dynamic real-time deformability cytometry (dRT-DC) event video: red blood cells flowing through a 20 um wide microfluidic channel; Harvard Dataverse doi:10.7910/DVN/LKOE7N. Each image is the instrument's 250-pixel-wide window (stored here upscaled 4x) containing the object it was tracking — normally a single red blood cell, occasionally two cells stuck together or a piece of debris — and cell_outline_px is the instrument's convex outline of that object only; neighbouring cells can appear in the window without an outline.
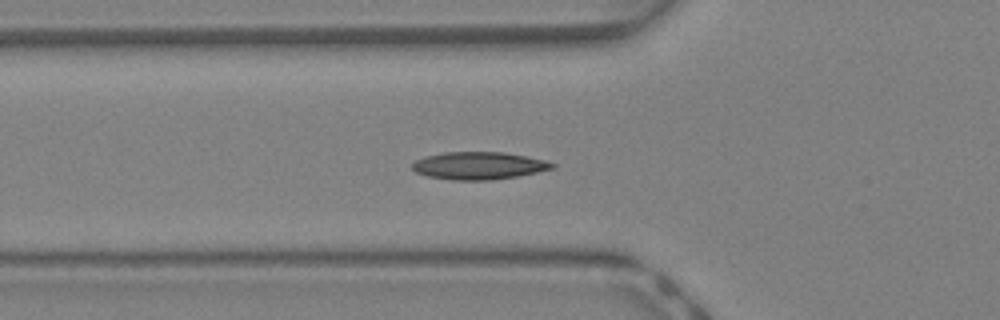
{"species": "Egyptian fruit bat (a non-hibernating species)", "species_latin": "Rousettus aegyptiacus", "temperature_condition": "warm", "stored_images_in_passage": 43, "camera_frame_rate_fps": 3000, "um_per_image_px": 0.085, "animal": {"sex": "female"}, "frame": {"image": 1, "passage_image": 15, "time_ms": 4.667, "image_size_px": [1000, 320], "cell_outline_px": [[556, 168], [516, 176], [492, 180], [452, 180], [428, 176], [416, 172], [412, 168], [412, 164], [416, 160], [424, 156], [444, 152], [504, 152], [544, 160], [556, 164]], "centroid_in_image_um": [40.68, 14.08], "position_along_channel_um": 85.1, "area_um2": 22.37}}
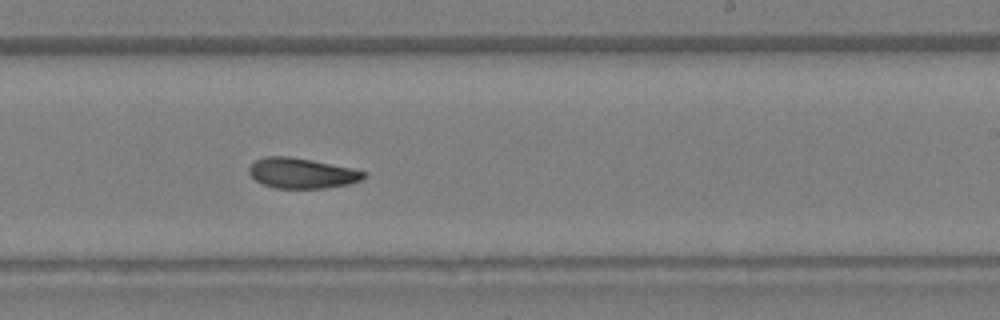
{"frame": {"image": 2, "passage_image": 26, "time_ms": 8.333, "image_size_px": [1000, 320], "cell_outline_px": [[368, 176], [360, 180], [348, 184], [324, 188], [276, 188], [264, 184], [256, 180], [248, 172], [248, 168], [256, 160], [268, 156], [288, 156], [312, 160], [352, 168], [368, 172]], "centroid_in_image_um": [25.69, 14.72], "position_along_channel_um": 263.3, "area_um2": 20.17}}
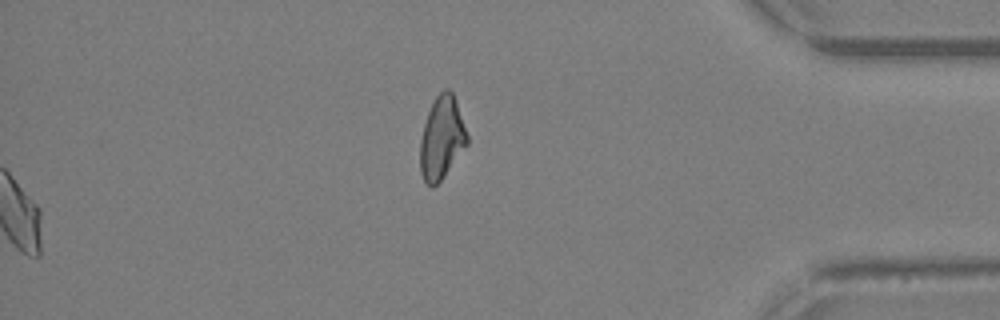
{"frame": {"image": 3, "passage_image": 43, "time_ms": 14.0, "image_size_px": [1000, 320], "cell_outline_px": [[468, 144], [440, 180], [432, 188], [424, 180], [420, 172], [420, 140], [424, 124], [428, 112], [436, 96], [444, 88], [448, 88], [452, 92], [456, 100], [468, 136]], "centroid_in_image_um": [37.54, 11.71], "position_along_channel_um": 397.7, "area_um2": 22.43}, "authors_computed_cell_mechanics": {"area_um2": 20.519, "velocity_mm_per_s": 4.8576, "shape_relaxation_time_tau1_ms": 6.5021, "shape_relaxation_time_tau2_ms": 3.1184, "deformation_change_tau1": 0.1526, "deformation_change_tau2": 0.0754}}